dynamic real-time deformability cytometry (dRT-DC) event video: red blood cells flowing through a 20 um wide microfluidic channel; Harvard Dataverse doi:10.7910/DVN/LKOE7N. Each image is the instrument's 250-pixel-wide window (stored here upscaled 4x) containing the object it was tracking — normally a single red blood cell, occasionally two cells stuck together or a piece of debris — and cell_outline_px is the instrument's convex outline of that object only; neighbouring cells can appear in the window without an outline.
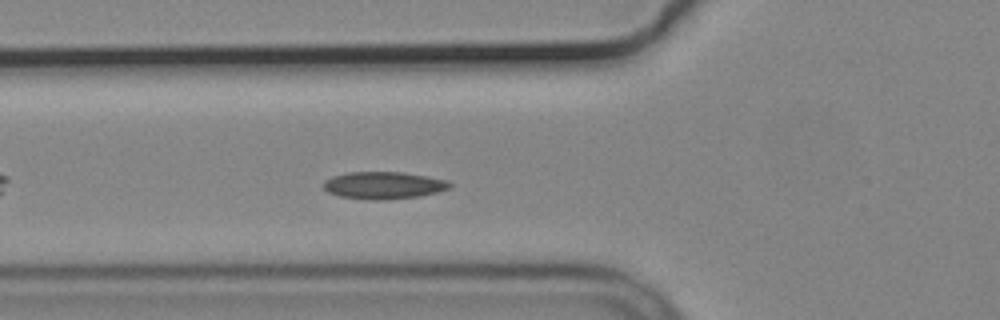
{"species": "common noctule bat (a hibernating species)", "species_latin": "Nyctalus noctula", "temperature_condition": "cold", "stored_images_in_passage": 46, "camera_frame_rate_fps": 3000, "um_per_image_px": 0.085, "animal": {"sex": "male", "body_mass_g": 19.2, "forearm_length_mm": 51.8}, "frame": {"image": 1, "passage_image": 9, "time_ms": 2.667, "image_size_px": [1000, 320], "cell_outline_px": [[452, 188], [420, 196], [384, 200], [372, 200], [340, 196], [328, 192], [324, 188], [324, 180], [332, 176], [348, 172], [404, 172], [428, 176], [448, 180], [452, 184]], "centroid_in_image_um": [32.64, 15.74], "position_along_channel_um": 93.2, "area_um2": 20.17}}
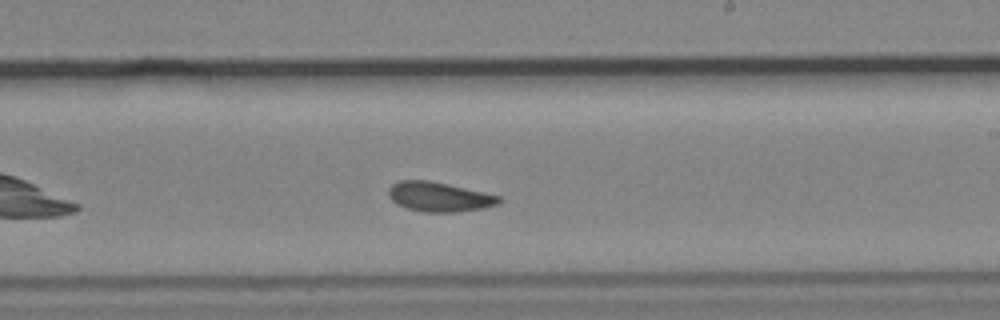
{"frame": {"image": 2, "passage_image": 22, "time_ms": 7.0, "image_size_px": [1000, 320], "cell_outline_px": [[504, 200], [496, 204], [480, 208], [456, 212], [424, 212], [408, 208], [396, 204], [388, 196], [388, 188], [392, 184], [400, 180], [428, 180], [448, 184], [500, 196]], "centroid_in_image_um": [37.29, 16.72], "position_along_channel_um": 251.7, "area_um2": 18.9}}
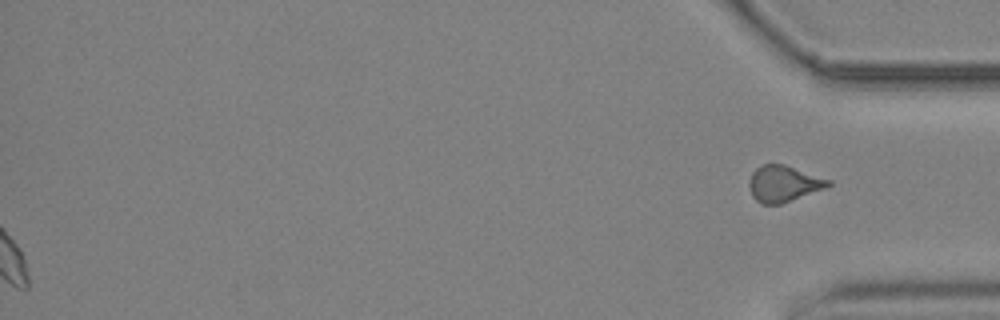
{"frame": {"image": 3, "passage_image": 46, "time_ms": 15.0, "image_size_px": [1000, 320], "cell_outline_px": [[832, 184], [824, 188], [780, 204], [760, 204], [752, 196], [748, 184], [748, 180], [752, 172], [760, 164], [784, 164], [832, 180]], "centroid_in_image_um": [66.57, 15.6], "position_along_channel_um": 368.6, "area_um2": 16.7}, "authors_computed_cell_mechanics": {"area_um2": 18.9006, "velocity_mm_per_s": 3.6524, "shape_relaxation_time_tau1_ms": 7.5644, "shape_relaxation_time_tau2_ms": 3.5949, "deformation_change_tau1": 0.1085, "deformation_change_tau2": 0.0891}}